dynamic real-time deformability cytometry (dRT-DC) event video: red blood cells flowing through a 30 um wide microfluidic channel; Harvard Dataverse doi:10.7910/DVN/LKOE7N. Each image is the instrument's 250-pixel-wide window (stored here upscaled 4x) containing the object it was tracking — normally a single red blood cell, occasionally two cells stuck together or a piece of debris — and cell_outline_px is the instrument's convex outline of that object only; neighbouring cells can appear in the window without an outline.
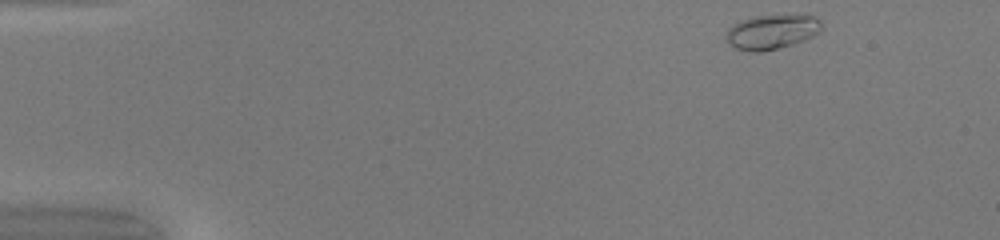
{"species": "common noctule bat (a hibernating species)", "species_latin": "Nyctalus noctula", "temperature_condition": "warm", "stored_images_in_passage": 44, "camera_frame_rate_fps": 3000, "um_per_image_px": 0.085, "animal": {"sex": "female", "body_mass_g": 20.0, "forearm_length_mm": 54.0}, "frame": {"image": 1, "passage_image": 1, "time_ms": 0.0, "image_size_px": [1000, 240], "cell_outline_px": [[824, 28], [820, 32], [804, 40], [792, 44], [760, 52], [748, 52], [736, 48], [728, 44], [724, 36], [728, 28], [732, 24], [740, 20], [752, 16], [812, 16], [820, 20]], "centroid_in_image_um": [65.55, 2.72], "position_along_channel_um": 19.5, "area_um2": 19.25}}
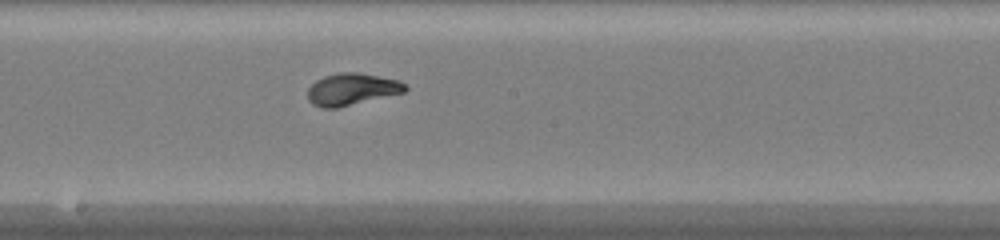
{"frame": {"image": 2, "passage_image": 23, "time_ms": 7.333, "image_size_px": [1000, 240], "cell_outline_px": [[408, 88], [404, 92], [336, 108], [320, 108], [312, 104], [308, 100], [308, 88], [316, 80], [324, 76], [340, 72], [360, 72], [400, 80]], "centroid_in_image_um": [29.88, 7.58], "position_along_channel_um": 218.3, "area_um2": 18.15}}
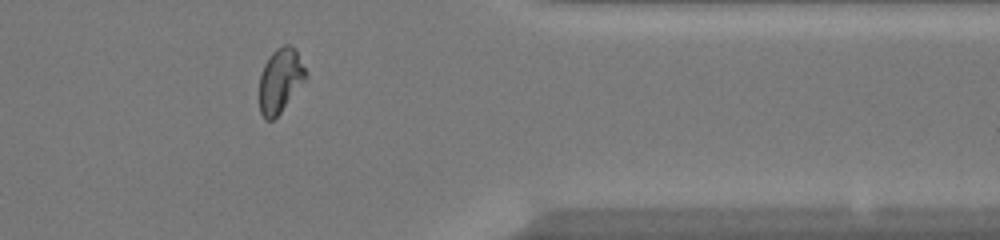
{"frame": {"image": 3, "passage_image": 36, "time_ms": 11.667, "image_size_px": [1000, 240], "cell_outline_px": [[308, 76], [280, 112], [272, 120], [264, 120], [260, 112], [260, 76], [264, 64], [272, 52], [276, 48], [284, 44], [288, 44], [296, 48], [308, 72]], "centroid_in_image_um": [23.84, 6.8], "position_along_channel_um": 387.6, "area_um2": 17.4}, "authors_computed_cell_mechanics": {"area_um2": 17.6001, "velocity_mm_per_s": 4.2281, "shape_relaxation_time_tau1_ms": 3.1833, "shape_relaxation_time_tau2_ms": null, "deformation_change_tau1": 0.196, "deformation_change_tau2": null}}